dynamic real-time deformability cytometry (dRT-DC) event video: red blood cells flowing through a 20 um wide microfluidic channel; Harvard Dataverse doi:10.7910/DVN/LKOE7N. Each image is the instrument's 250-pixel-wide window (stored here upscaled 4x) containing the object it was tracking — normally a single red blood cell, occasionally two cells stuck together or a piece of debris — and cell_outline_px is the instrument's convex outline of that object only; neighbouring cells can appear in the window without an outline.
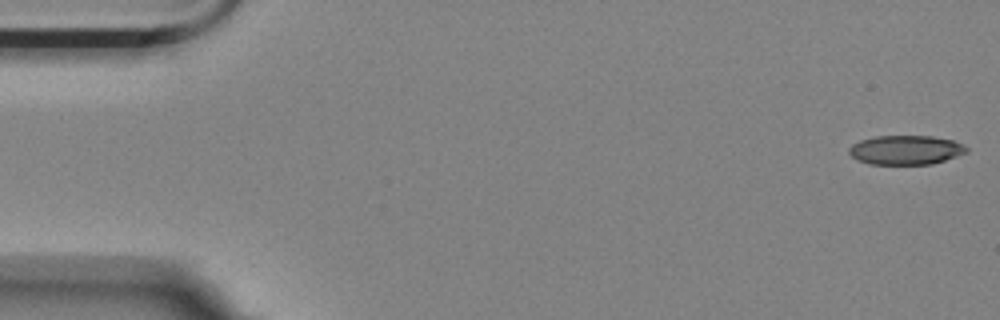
{"species": "Egyptian fruit bat (a non-hibernating species)", "species_latin": "Rousettus aegyptiacus", "temperature_condition": "room temperature", "stored_images_in_passage": 56, "camera_frame_rate_fps": 3000, "um_per_image_px": 0.085, "animal": {"sex": "female"}, "frame": {"image": 1, "passage_image": 1, "time_ms": 0.0, "image_size_px": [1000, 320], "cell_outline_px": [[968, 152], [932, 164], [868, 164], [856, 160], [848, 152], [848, 148], [852, 144], [860, 140], [876, 136], [932, 136], [952, 140], [964, 144], [968, 148]], "centroid_in_image_um": [76.97, 12.75], "position_along_channel_um": 8.0, "area_um2": 20.11}}
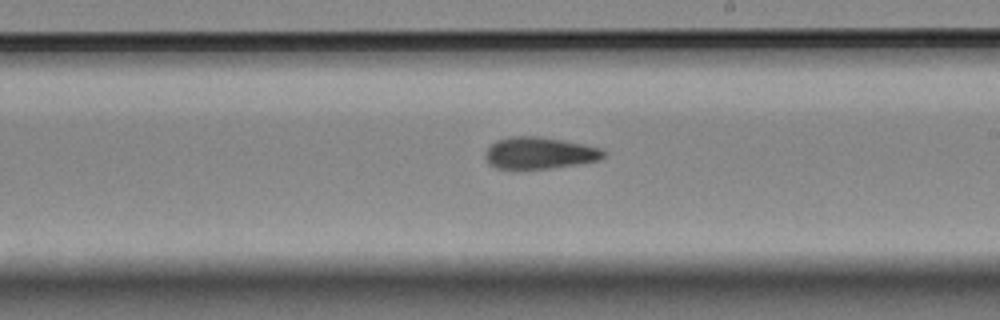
{"frame": {"image": 2, "passage_image": 32, "time_ms": 10.333, "image_size_px": [1000, 320], "cell_outline_px": [[604, 156], [600, 160], [580, 164], [548, 168], [496, 168], [488, 164], [484, 156], [484, 152], [496, 140], [508, 136], [540, 136], [564, 140], [584, 144], [600, 148], [604, 152]], "centroid_in_image_um": [45.83, 12.99], "position_along_channel_um": 243.2, "area_um2": 21.96}}
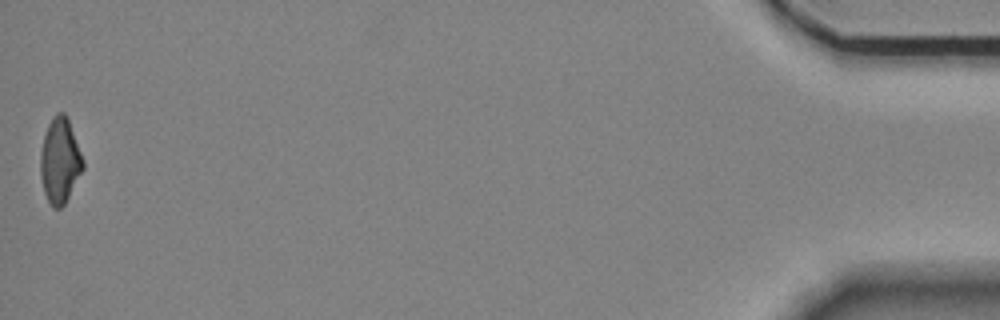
{"frame": {"image": 3, "passage_image": 56, "time_ms": 18.333, "image_size_px": [1000, 320], "cell_outline_px": [[84, 168], [64, 204], [60, 208], [52, 208], [44, 192], [40, 176], [40, 152], [44, 136], [48, 124], [52, 116], [56, 112], [64, 112], [68, 116], [84, 160]], "centroid_in_image_um": [5.09, 13.62], "position_along_channel_um": 430.1, "area_um2": 21.33}, "authors_computed_cell_mechanics": {"area_um2": 21.675, "velocity_mm_per_s": 3.5253, "shape_relaxation_time_tau1_ms": 9.0035, "shape_relaxation_time_tau2_ms": 3.5428, "deformation_change_tau1": 0.2249, "deformation_change_tau2": 0.12}}